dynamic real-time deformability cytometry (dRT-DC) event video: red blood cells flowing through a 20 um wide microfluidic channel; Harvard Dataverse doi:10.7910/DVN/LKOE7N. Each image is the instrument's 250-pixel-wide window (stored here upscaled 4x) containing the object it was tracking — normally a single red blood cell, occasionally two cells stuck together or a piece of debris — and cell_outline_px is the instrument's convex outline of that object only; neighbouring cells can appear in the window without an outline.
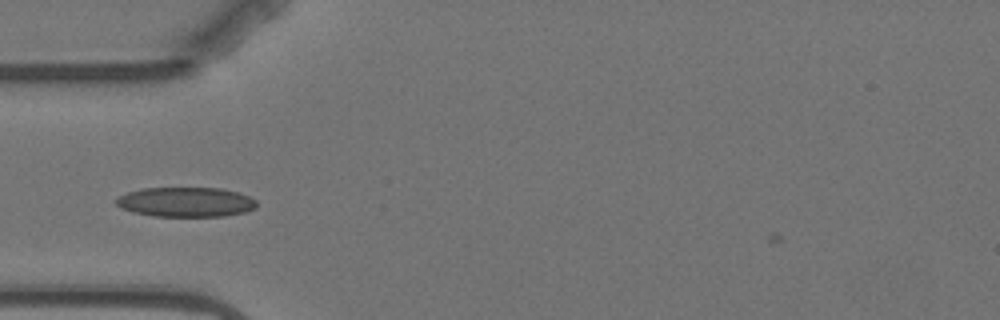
{"species": "Egyptian fruit bat (a non-hibernating species)", "species_latin": "Rousettus aegyptiacus", "temperature_condition": "warm", "stored_images_in_passage": 1, "camera_frame_rate_fps": 3000, "um_per_image_px": 0.085, "animal": {"sex": "female"}, "frame": {"image": 1, "passage_image": 1, "time_ms": 0.0, "image_size_px": [1000, 320], "cell_outline_px": [[256, 208], [244, 212], [224, 216], [152, 216], [132, 212], [120, 208], [116, 204], [116, 200], [120, 196], [128, 192], [140, 188], [220, 188], [240, 192], [256, 200]], "centroid_in_image_um": [15.79, 17.17], "position_along_channel_um": 69.2, "area_um2": 24.39}}